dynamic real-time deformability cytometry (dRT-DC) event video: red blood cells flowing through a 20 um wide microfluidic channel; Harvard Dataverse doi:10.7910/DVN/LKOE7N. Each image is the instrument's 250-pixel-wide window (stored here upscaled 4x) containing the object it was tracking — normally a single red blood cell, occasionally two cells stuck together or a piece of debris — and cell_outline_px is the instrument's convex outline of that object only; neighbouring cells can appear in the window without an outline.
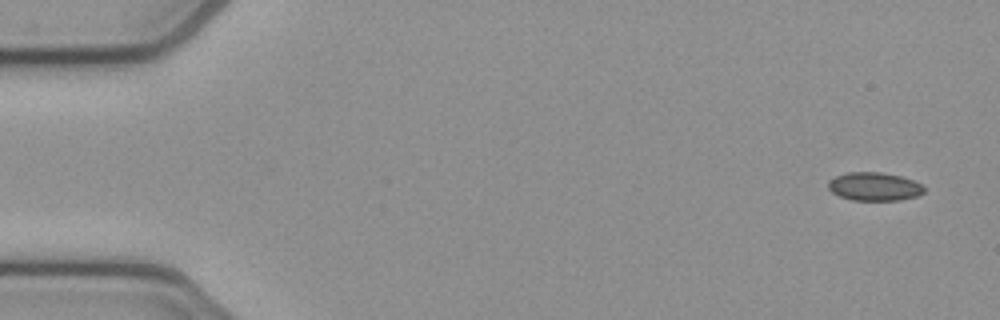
{"species": "common noctule bat (a hibernating species)", "species_latin": "Nyctalus noctula", "temperature_condition": "cold", "stored_images_in_passage": 5, "camera_frame_rate_fps": 3000, "um_per_image_px": 0.085, "animal": {"sex": "female", "body_mass_g": 21.9}, "frame": {"image": 1, "passage_image": 1, "time_ms": 0.0, "image_size_px": [1000, 320], "cell_outline_px": [[924, 192], [916, 196], [900, 200], [852, 200], [840, 196], [832, 192], [828, 188], [828, 180], [836, 176], [848, 172], [880, 172], [900, 176], [924, 184]], "centroid_in_image_um": [74.32, 15.85], "position_along_channel_um": 10.7, "area_um2": 15.84}}
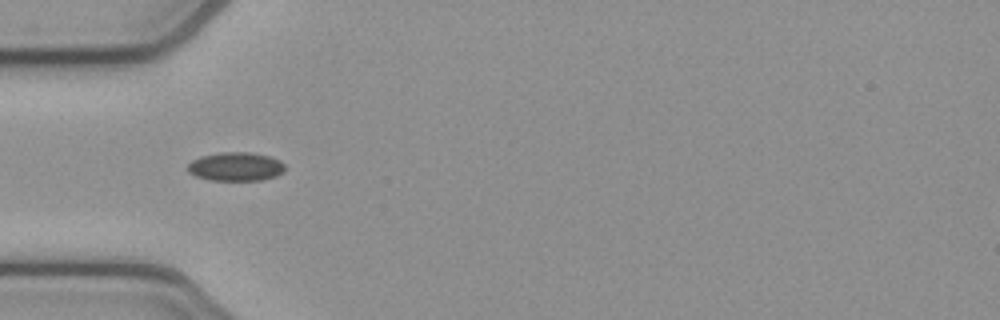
{"frame": {"image": 2, "passage_image": 5, "time_ms": 1.333, "image_size_px": [1000, 320], "cell_outline_px": [[284, 172], [276, 176], [260, 180], [208, 180], [196, 176], [188, 172], [184, 168], [192, 160], [200, 156], [220, 152], [252, 152], [268, 156], [280, 160], [284, 164]], "centroid_in_image_um": [20.0, 14.16], "position_along_channel_um": 65.0, "area_um2": 16.47}}